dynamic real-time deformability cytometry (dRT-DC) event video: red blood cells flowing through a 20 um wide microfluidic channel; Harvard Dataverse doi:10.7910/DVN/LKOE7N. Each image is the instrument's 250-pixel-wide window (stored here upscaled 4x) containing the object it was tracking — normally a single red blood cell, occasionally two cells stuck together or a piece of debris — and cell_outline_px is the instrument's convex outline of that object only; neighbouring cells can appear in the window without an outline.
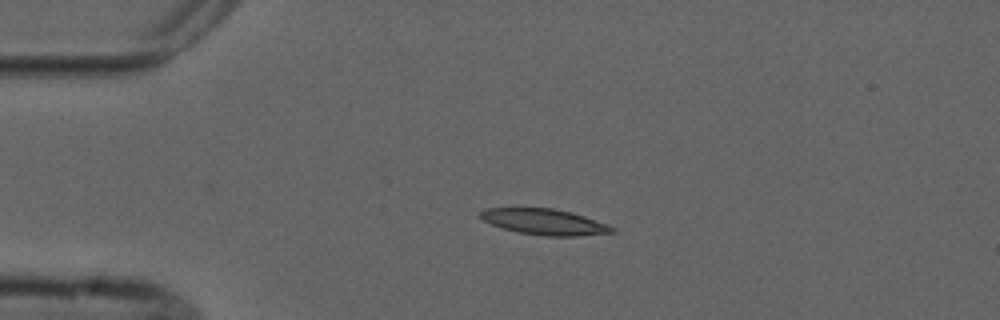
{"species": "common noctule bat (a hibernating species)", "species_latin": "Nyctalus noctula", "temperature_condition": "cold", "stored_images_in_passage": 5, "camera_frame_rate_fps": 3000, "um_per_image_px": 0.085, "animal": {"sex": "male", "forearm_length_mm": 52.5}, "frame": {"image": 1, "passage_image": 1, "time_ms": 0.0, "image_size_px": [1000, 320], "cell_outline_px": [[616, 232], [576, 236], [544, 236], [516, 232], [492, 224], [484, 220], [480, 216], [480, 212], [484, 208], [516, 204], [552, 208], [572, 212], [608, 224], [616, 228]], "centroid_in_image_um": [46.2, 18.8], "position_along_channel_um": 38.8, "area_um2": 20.81}}
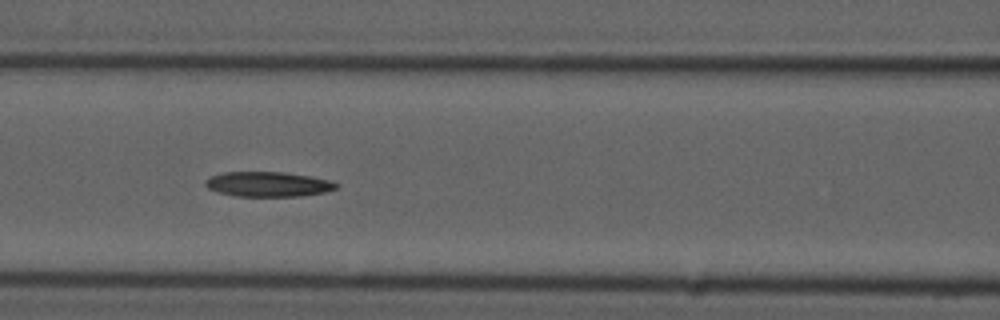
{"frame": {"image": 2, "passage_image": 4, "time_ms": 3.667, "image_size_px": [1000, 320], "cell_outline_px": [[340, 184], [336, 188], [324, 192], [300, 196], [236, 196], [216, 192], [208, 188], [204, 184], [204, 180], [212, 176], [224, 172], [284, 172], [332, 180]], "centroid_in_image_um": [22.78, 15.66], "position_along_channel_um": 143.8, "area_um2": 19.02}}
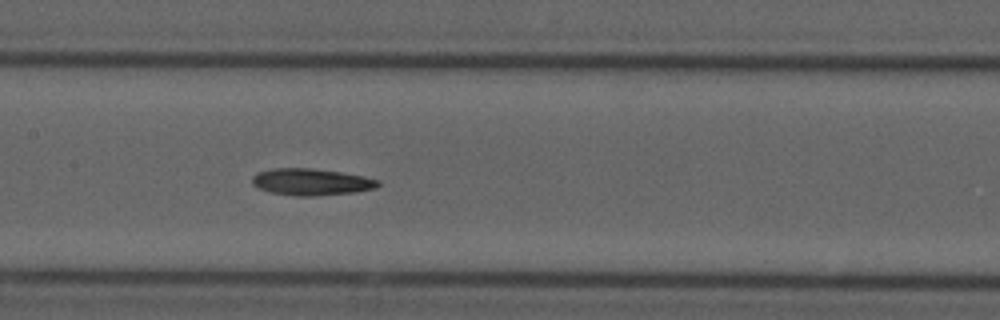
{"frame": {"image": 3, "passage_image": 5, "time_ms": 4.667, "image_size_px": [1000, 320], "cell_outline_px": [[380, 184], [376, 188], [356, 192], [312, 196], [296, 196], [272, 192], [260, 188], [252, 184], [252, 176], [256, 172], [272, 168], [312, 168], [340, 172], [364, 176], [380, 180]], "centroid_in_image_um": [26.46, 15.45], "position_along_channel_um": 180.9, "area_um2": 19.65}}